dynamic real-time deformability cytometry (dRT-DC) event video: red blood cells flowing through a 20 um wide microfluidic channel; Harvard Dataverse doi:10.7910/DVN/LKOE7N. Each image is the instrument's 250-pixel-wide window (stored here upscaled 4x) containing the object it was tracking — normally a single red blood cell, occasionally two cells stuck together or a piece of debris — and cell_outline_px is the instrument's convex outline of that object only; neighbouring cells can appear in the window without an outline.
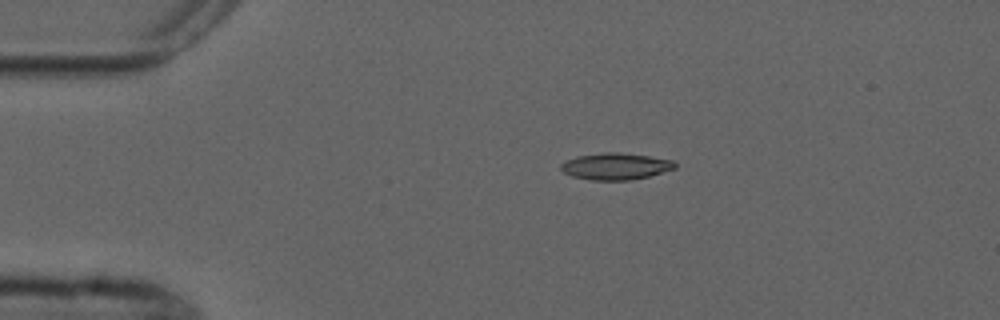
{"species": "common noctule bat (a hibernating species)", "species_latin": "Nyctalus noctula", "temperature_condition": "cold", "stored_images_in_passage": 4, "camera_frame_rate_fps": 3000, "um_per_image_px": 0.085, "animal": {"sex": "male", "forearm_length_mm": 52.5}, "frame": {"image": 1, "passage_image": 1, "time_ms": 0.0, "image_size_px": [1000, 320], "cell_outline_px": [[676, 168], [648, 176], [632, 180], [592, 180], [572, 176], [564, 172], [560, 168], [560, 164], [576, 156], [604, 152], [620, 152], [648, 156], [672, 160], [676, 164]], "centroid_in_image_um": [52.32, 14.13], "position_along_channel_um": 32.7, "area_um2": 17.63}}
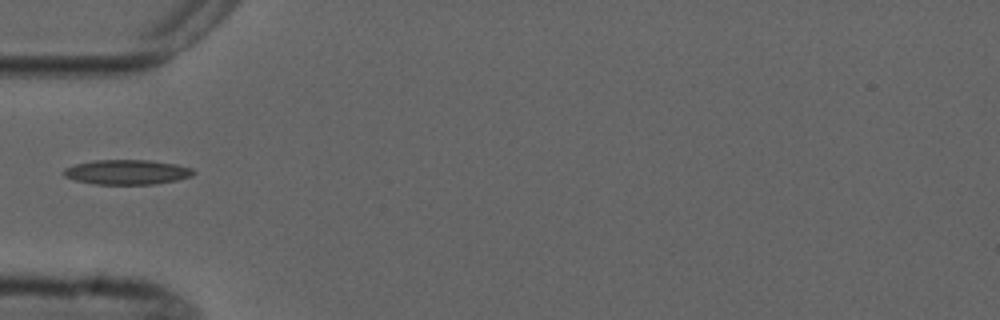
{"frame": {"image": 2, "passage_image": 3, "time_ms": 2.333, "image_size_px": [1000, 320], "cell_outline_px": [[196, 172], [192, 176], [176, 180], [152, 184], [92, 184], [76, 180], [64, 176], [64, 168], [76, 164], [92, 160], [148, 160], [176, 164], [192, 168]], "centroid_in_image_um": [10.8, 14.62], "position_along_channel_um": 74.2, "area_um2": 18.67}}
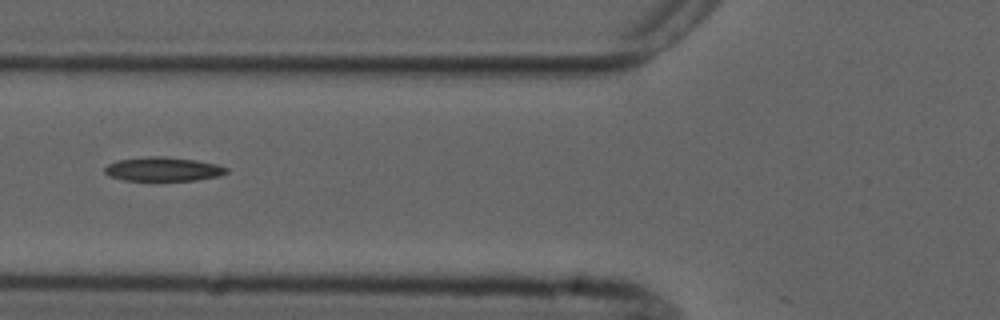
{"frame": {"image": 3, "passage_image": 4, "time_ms": 3.333, "image_size_px": [1000, 320], "cell_outline_px": [[228, 172], [220, 176], [196, 180], [124, 180], [108, 176], [104, 172], [104, 168], [108, 164], [116, 160], [148, 156], [164, 156], [196, 160], [216, 164], [228, 168]], "centroid_in_image_um": [13.85, 14.37], "position_along_channel_um": 112.0, "area_um2": 17.11}}